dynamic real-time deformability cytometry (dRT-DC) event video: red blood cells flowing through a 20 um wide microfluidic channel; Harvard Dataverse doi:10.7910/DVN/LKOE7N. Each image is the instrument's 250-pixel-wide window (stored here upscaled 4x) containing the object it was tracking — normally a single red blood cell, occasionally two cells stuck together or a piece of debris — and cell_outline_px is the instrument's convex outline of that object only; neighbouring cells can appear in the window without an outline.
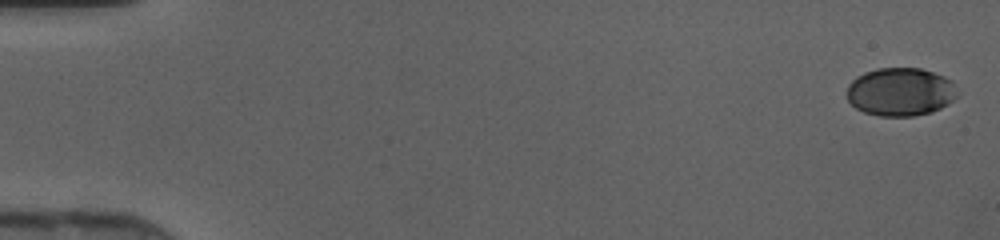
{"species": "human", "species_latin": "Homo sapiens", "temperature_condition": "cold", "stored_images_in_passage": 42, "camera_frame_rate_fps": 3000, "um_per_image_px": 0.085, "donor": {"sex": "female"}, "frame": {"image": 1, "passage_image": 1, "time_ms": 0.0, "image_size_px": [1000, 240], "cell_outline_px": [[956, 96], [948, 104], [932, 112], [912, 116], [880, 116], [864, 112], [856, 108], [848, 100], [848, 84], [856, 76], [864, 72], [876, 68], [920, 68], [944, 76], [952, 80], [956, 92]], "centroid_in_image_um": [76.52, 7.8], "position_along_channel_um": 8.5, "area_um2": 31.04}}
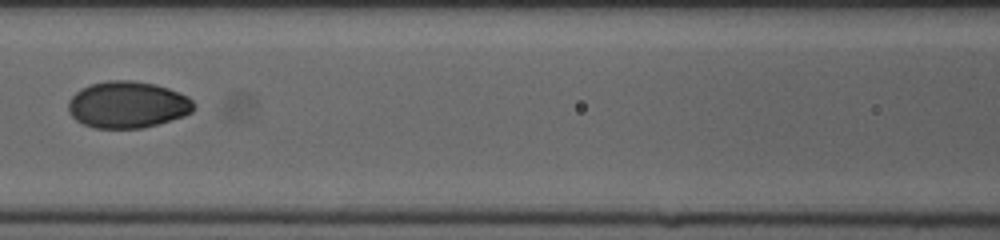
{"frame": {"image": 2, "passage_image": 22, "time_ms": 7.0, "image_size_px": [1000, 240], "cell_outline_px": [[196, 104], [192, 112], [184, 116], [156, 124], [140, 128], [96, 128], [84, 124], [76, 120], [68, 112], [68, 100], [80, 88], [92, 84], [108, 80], [132, 80], [156, 84], [168, 88], [188, 96]], "centroid_in_image_um": [10.84, 8.89], "position_along_channel_um": 155.8, "area_um2": 34.22}}
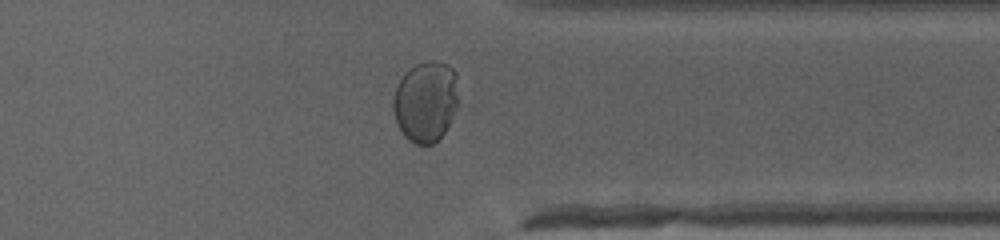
{"frame": {"image": 3, "passage_image": 37, "time_ms": 12.0, "image_size_px": [1000, 240], "cell_outline_px": [[460, 108], [444, 132], [432, 144], [416, 144], [408, 140], [404, 136], [396, 124], [392, 108], [392, 100], [396, 88], [404, 72], [416, 64], [428, 60], [436, 60], [448, 64], [456, 72]], "centroid_in_image_um": [36.21, 8.61], "position_along_channel_um": 375.2, "area_um2": 31.56}}